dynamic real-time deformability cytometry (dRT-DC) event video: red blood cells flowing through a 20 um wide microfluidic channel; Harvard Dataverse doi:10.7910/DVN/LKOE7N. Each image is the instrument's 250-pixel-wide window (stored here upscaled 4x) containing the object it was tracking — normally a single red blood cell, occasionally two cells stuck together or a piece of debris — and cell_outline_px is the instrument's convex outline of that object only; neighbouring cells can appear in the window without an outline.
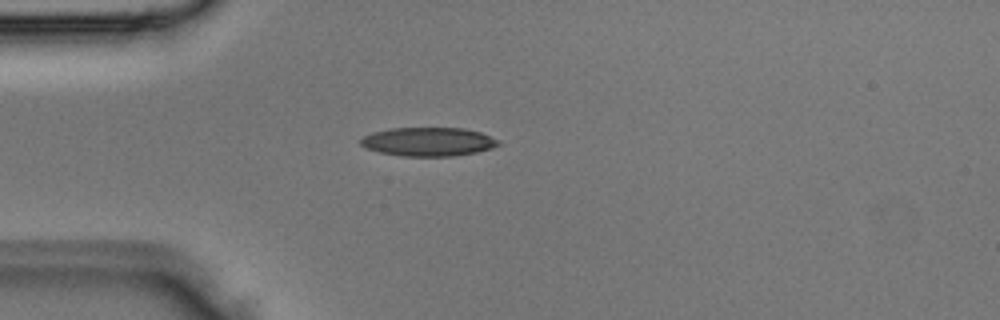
{"species": "Egyptian fruit bat (a non-hibernating species)", "species_latin": "Rousettus aegyptiacus", "temperature_condition": "room temperature", "stored_images_in_passage": 1, "camera_frame_rate_fps": 3000, "um_per_image_px": 0.085, "animal": {"sex": "male"}, "frame": {"image": 1, "passage_image": 1, "time_ms": 0.0, "image_size_px": [1000, 320], "cell_outline_px": [[500, 144], [492, 148], [476, 152], [452, 156], [400, 156], [380, 152], [364, 148], [360, 144], [360, 140], [364, 136], [372, 132], [388, 128], [464, 128], [480, 132], [500, 140]], "centroid_in_image_um": [36.39, 12.04], "position_along_channel_um": 48.6, "area_um2": 23.18}}